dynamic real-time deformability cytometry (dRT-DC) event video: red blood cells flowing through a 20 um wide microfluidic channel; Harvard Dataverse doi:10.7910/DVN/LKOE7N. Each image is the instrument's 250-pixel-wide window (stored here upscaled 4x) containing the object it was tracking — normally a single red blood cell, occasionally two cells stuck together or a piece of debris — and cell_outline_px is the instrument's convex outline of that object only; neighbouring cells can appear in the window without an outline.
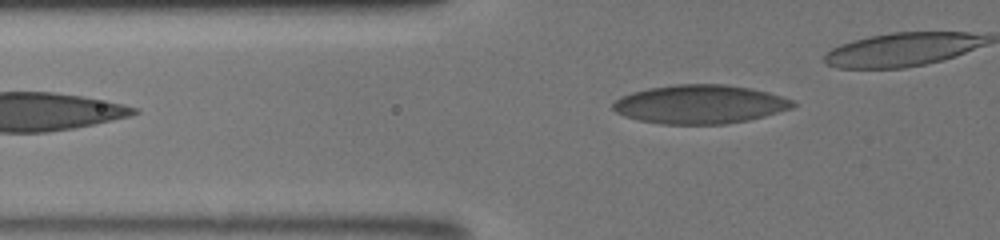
{"species": "human", "species_latin": "Homo sapiens", "temperature_condition": "room temperature", "stored_images_in_passage": 18, "camera_frame_rate_fps": 3000, "um_per_image_px": 0.085, "donor": {"sex": "male"}, "frame": {"image": 1, "passage_image": 3, "time_ms": 0.667, "image_size_px": [1000, 240], "cell_outline_px": [[796, 104], [792, 108], [764, 116], [748, 120], [724, 124], [660, 124], [640, 120], [624, 116], [616, 112], [612, 108], [612, 104], [620, 96], [632, 92], [648, 88], [676, 84], [724, 84], [752, 88], [768, 92], [792, 100]], "centroid_in_image_um": [59.47, 8.86], "position_along_channel_um": 66.3, "area_um2": 40.63}}
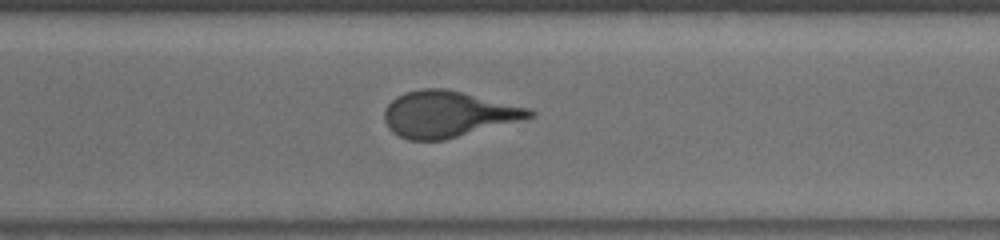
{"frame": {"image": 2, "passage_image": 13, "time_ms": 7.333, "image_size_px": [1000, 240], "cell_outline_px": [[536, 112], [532, 116], [524, 120], [444, 140], [408, 140], [392, 132], [388, 128], [384, 120], [384, 112], [388, 104], [396, 96], [404, 92], [420, 88], [444, 88], [532, 108]], "centroid_in_image_um": [38.08, 9.7], "position_along_channel_um": 332.5, "area_um2": 39.25}}
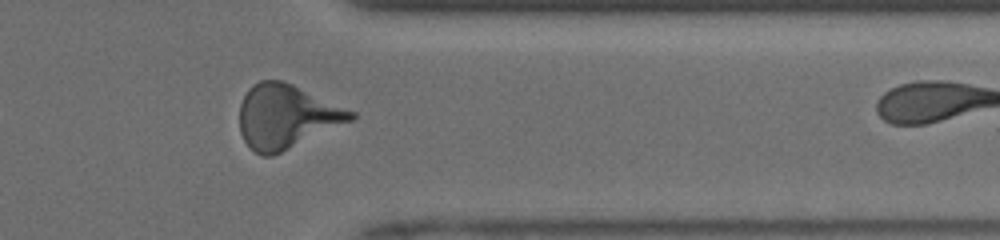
{"frame": {"image": 3, "passage_image": 16, "time_ms": 8.667, "image_size_px": [1000, 240], "cell_outline_px": [[356, 116], [352, 120], [272, 156], [264, 156], [256, 152], [244, 140], [240, 132], [240, 104], [248, 88], [252, 84], [260, 80], [280, 80], [292, 84], [356, 112]], "centroid_in_image_um": [24.32, 9.89], "position_along_channel_um": 387.1, "area_um2": 40.92}}